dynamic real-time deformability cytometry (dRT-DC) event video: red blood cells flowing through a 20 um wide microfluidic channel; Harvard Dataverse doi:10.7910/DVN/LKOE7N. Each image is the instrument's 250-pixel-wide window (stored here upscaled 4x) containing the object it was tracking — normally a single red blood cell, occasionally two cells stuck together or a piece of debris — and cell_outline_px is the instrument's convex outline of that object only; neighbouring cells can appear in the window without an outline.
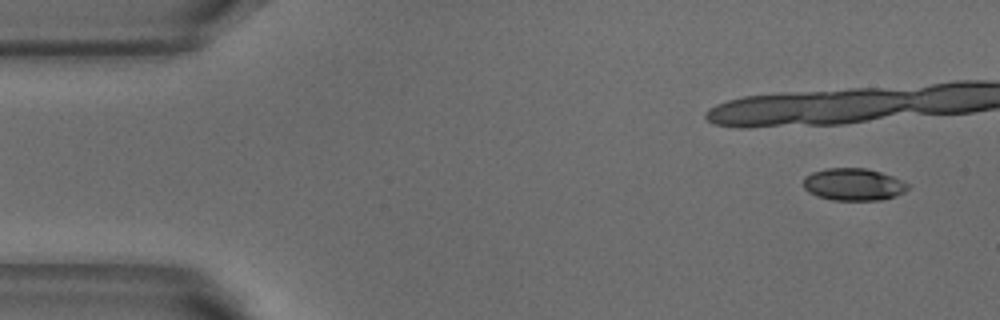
{"species": "common noctule bat (a hibernating species)", "species_latin": "Nyctalus noctula", "temperature_condition": "warm", "stored_images_in_passage": 4, "camera_frame_rate_fps": 3000, "um_per_image_px": 0.085, "animal": {"sex": "male", "body_mass_g": 18.8}, "frame": {"image": 1, "passage_image": 1, "time_ms": 0.0, "image_size_px": [1000, 320], "cell_outline_px": [[908, 188], [904, 192], [896, 196], [880, 200], [832, 200], [816, 196], [808, 192], [804, 188], [804, 176], [812, 172], [828, 168], [864, 168], [880, 172], [892, 176], [908, 184]], "centroid_in_image_um": [72.51, 15.68], "position_along_channel_um": 12.5, "area_um2": 19.59}}